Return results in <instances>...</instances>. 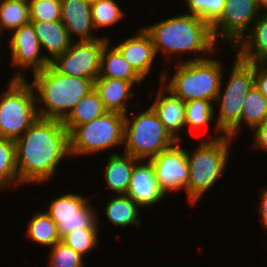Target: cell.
<instances>
[{"mask_svg": "<svg viewBox=\"0 0 267 267\" xmlns=\"http://www.w3.org/2000/svg\"><path fill=\"white\" fill-rule=\"evenodd\" d=\"M15 154L20 183L42 185L52 179L59 164L70 156L69 132L60 120L38 117L15 140Z\"/></svg>", "mask_w": 267, "mask_h": 267, "instance_id": "6da1fadb", "label": "cell"}, {"mask_svg": "<svg viewBox=\"0 0 267 267\" xmlns=\"http://www.w3.org/2000/svg\"><path fill=\"white\" fill-rule=\"evenodd\" d=\"M143 28L151 36L156 54L163 53L162 56L167 57L170 63H174L171 55L176 56V60L177 57L181 58L183 53L191 54L189 59H182V62L197 61L210 57L217 49L211 26L198 16L187 12Z\"/></svg>", "mask_w": 267, "mask_h": 267, "instance_id": "7a4b0ae2", "label": "cell"}, {"mask_svg": "<svg viewBox=\"0 0 267 267\" xmlns=\"http://www.w3.org/2000/svg\"><path fill=\"white\" fill-rule=\"evenodd\" d=\"M33 75L38 116L63 121L76 104L95 88V82L58 73L51 65ZM43 104V105H42Z\"/></svg>", "mask_w": 267, "mask_h": 267, "instance_id": "3957f363", "label": "cell"}, {"mask_svg": "<svg viewBox=\"0 0 267 267\" xmlns=\"http://www.w3.org/2000/svg\"><path fill=\"white\" fill-rule=\"evenodd\" d=\"M177 61L172 77L167 68L160 71V83L185 102L200 99L215 104L223 76V61L212 55L197 61Z\"/></svg>", "mask_w": 267, "mask_h": 267, "instance_id": "277c9868", "label": "cell"}, {"mask_svg": "<svg viewBox=\"0 0 267 267\" xmlns=\"http://www.w3.org/2000/svg\"><path fill=\"white\" fill-rule=\"evenodd\" d=\"M230 77L223 86L221 80L220 90L216 98L219 110L213 135H207L204 140H215L223 136L237 138L241 130V112L246 94L255 87L254 63L242 61L235 56Z\"/></svg>", "mask_w": 267, "mask_h": 267, "instance_id": "5b68a950", "label": "cell"}, {"mask_svg": "<svg viewBox=\"0 0 267 267\" xmlns=\"http://www.w3.org/2000/svg\"><path fill=\"white\" fill-rule=\"evenodd\" d=\"M233 140L229 136L215 140L202 138L196 150L189 152L186 149L189 166L186 195L190 206L199 202L201 197L210 191L209 189L213 188L220 180V176L225 173Z\"/></svg>", "mask_w": 267, "mask_h": 267, "instance_id": "8992f818", "label": "cell"}, {"mask_svg": "<svg viewBox=\"0 0 267 267\" xmlns=\"http://www.w3.org/2000/svg\"><path fill=\"white\" fill-rule=\"evenodd\" d=\"M132 114V118L125 114L124 153L139 160H150L177 143L151 106Z\"/></svg>", "mask_w": 267, "mask_h": 267, "instance_id": "52a82bcc", "label": "cell"}, {"mask_svg": "<svg viewBox=\"0 0 267 267\" xmlns=\"http://www.w3.org/2000/svg\"><path fill=\"white\" fill-rule=\"evenodd\" d=\"M125 114L107 111L69 133L70 157L95 155L123 146Z\"/></svg>", "mask_w": 267, "mask_h": 267, "instance_id": "ba28073f", "label": "cell"}, {"mask_svg": "<svg viewBox=\"0 0 267 267\" xmlns=\"http://www.w3.org/2000/svg\"><path fill=\"white\" fill-rule=\"evenodd\" d=\"M0 94V138L16 140L39 117L36 96L27 79H10Z\"/></svg>", "mask_w": 267, "mask_h": 267, "instance_id": "9c48e42d", "label": "cell"}, {"mask_svg": "<svg viewBox=\"0 0 267 267\" xmlns=\"http://www.w3.org/2000/svg\"><path fill=\"white\" fill-rule=\"evenodd\" d=\"M110 37L91 41H73L70 48L56 56L50 65L60 74L95 80L101 69V55Z\"/></svg>", "mask_w": 267, "mask_h": 267, "instance_id": "30bf717a", "label": "cell"}, {"mask_svg": "<svg viewBox=\"0 0 267 267\" xmlns=\"http://www.w3.org/2000/svg\"><path fill=\"white\" fill-rule=\"evenodd\" d=\"M89 199L68 192L49 203L46 213L56 223L61 238L76 229H99L98 215Z\"/></svg>", "mask_w": 267, "mask_h": 267, "instance_id": "8fae6325", "label": "cell"}, {"mask_svg": "<svg viewBox=\"0 0 267 267\" xmlns=\"http://www.w3.org/2000/svg\"><path fill=\"white\" fill-rule=\"evenodd\" d=\"M261 12L256 0H226L221 16L211 25L214 40L218 44L228 42L234 47Z\"/></svg>", "mask_w": 267, "mask_h": 267, "instance_id": "7c38bea8", "label": "cell"}, {"mask_svg": "<svg viewBox=\"0 0 267 267\" xmlns=\"http://www.w3.org/2000/svg\"><path fill=\"white\" fill-rule=\"evenodd\" d=\"M10 34L8 47L11 53V66L18 70L11 79H26L23 71L31 70L34 74L50 65L31 23L21 26Z\"/></svg>", "mask_w": 267, "mask_h": 267, "instance_id": "4fadbf2b", "label": "cell"}, {"mask_svg": "<svg viewBox=\"0 0 267 267\" xmlns=\"http://www.w3.org/2000/svg\"><path fill=\"white\" fill-rule=\"evenodd\" d=\"M150 161L154 166L158 185L165 195L181 190H185L187 193L189 166L186 149L181 146V142H177L170 149L160 152Z\"/></svg>", "mask_w": 267, "mask_h": 267, "instance_id": "5bb4252c", "label": "cell"}, {"mask_svg": "<svg viewBox=\"0 0 267 267\" xmlns=\"http://www.w3.org/2000/svg\"><path fill=\"white\" fill-rule=\"evenodd\" d=\"M126 195L142 209L155 206L166 197L158 185L150 160H139L135 164Z\"/></svg>", "mask_w": 267, "mask_h": 267, "instance_id": "9a60e30c", "label": "cell"}, {"mask_svg": "<svg viewBox=\"0 0 267 267\" xmlns=\"http://www.w3.org/2000/svg\"><path fill=\"white\" fill-rule=\"evenodd\" d=\"M116 44L114 46L126 61L145 80L153 70L152 65L158 57L149 33L140 27L135 36L128 37Z\"/></svg>", "mask_w": 267, "mask_h": 267, "instance_id": "2e32d148", "label": "cell"}, {"mask_svg": "<svg viewBox=\"0 0 267 267\" xmlns=\"http://www.w3.org/2000/svg\"><path fill=\"white\" fill-rule=\"evenodd\" d=\"M157 95L152 100L151 107L163 123L165 129L177 142H182V131L185 127L186 102L168 90L162 82L159 83Z\"/></svg>", "mask_w": 267, "mask_h": 267, "instance_id": "e0dca14e", "label": "cell"}, {"mask_svg": "<svg viewBox=\"0 0 267 267\" xmlns=\"http://www.w3.org/2000/svg\"><path fill=\"white\" fill-rule=\"evenodd\" d=\"M61 21L72 41L76 36V41L101 38L93 33L95 28L92 22L91 4L85 0H61Z\"/></svg>", "mask_w": 267, "mask_h": 267, "instance_id": "ac0fdd59", "label": "cell"}, {"mask_svg": "<svg viewBox=\"0 0 267 267\" xmlns=\"http://www.w3.org/2000/svg\"><path fill=\"white\" fill-rule=\"evenodd\" d=\"M141 83L128 82L122 79L97 78L95 89L107 111L128 114L130 113L129 109L133 107V105L128 106V100L135 97L136 94L133 87Z\"/></svg>", "mask_w": 267, "mask_h": 267, "instance_id": "d6986e66", "label": "cell"}, {"mask_svg": "<svg viewBox=\"0 0 267 267\" xmlns=\"http://www.w3.org/2000/svg\"><path fill=\"white\" fill-rule=\"evenodd\" d=\"M233 49L242 61L267 62V12H261L251 29Z\"/></svg>", "mask_w": 267, "mask_h": 267, "instance_id": "ffe728a7", "label": "cell"}, {"mask_svg": "<svg viewBox=\"0 0 267 267\" xmlns=\"http://www.w3.org/2000/svg\"><path fill=\"white\" fill-rule=\"evenodd\" d=\"M42 50L47 53L46 58L51 62L56 56L65 53L73 42L69 33L59 21H31ZM49 52V53H48Z\"/></svg>", "mask_w": 267, "mask_h": 267, "instance_id": "44dd1931", "label": "cell"}, {"mask_svg": "<svg viewBox=\"0 0 267 267\" xmlns=\"http://www.w3.org/2000/svg\"><path fill=\"white\" fill-rule=\"evenodd\" d=\"M139 159L127 153L111 152L104 171L105 186L114 195H126L130 178Z\"/></svg>", "mask_w": 267, "mask_h": 267, "instance_id": "7402d4cb", "label": "cell"}, {"mask_svg": "<svg viewBox=\"0 0 267 267\" xmlns=\"http://www.w3.org/2000/svg\"><path fill=\"white\" fill-rule=\"evenodd\" d=\"M104 46L101 55V69L98 78L122 79L128 82H142L144 79L131 67L120 51L110 45Z\"/></svg>", "mask_w": 267, "mask_h": 267, "instance_id": "603a6c76", "label": "cell"}, {"mask_svg": "<svg viewBox=\"0 0 267 267\" xmlns=\"http://www.w3.org/2000/svg\"><path fill=\"white\" fill-rule=\"evenodd\" d=\"M106 203L105 216L111 224L118 227L140 226V206L129 196L115 195Z\"/></svg>", "mask_w": 267, "mask_h": 267, "instance_id": "cb8c5ba5", "label": "cell"}, {"mask_svg": "<svg viewBox=\"0 0 267 267\" xmlns=\"http://www.w3.org/2000/svg\"><path fill=\"white\" fill-rule=\"evenodd\" d=\"M106 112L107 110L104 108L100 96L94 88L76 104L62 122L70 133L76 126L88 123Z\"/></svg>", "mask_w": 267, "mask_h": 267, "instance_id": "d4e9b609", "label": "cell"}, {"mask_svg": "<svg viewBox=\"0 0 267 267\" xmlns=\"http://www.w3.org/2000/svg\"><path fill=\"white\" fill-rule=\"evenodd\" d=\"M26 236L41 247H53L61 241L56 223L50 218L46 211H39L28 221Z\"/></svg>", "mask_w": 267, "mask_h": 267, "instance_id": "484cf974", "label": "cell"}, {"mask_svg": "<svg viewBox=\"0 0 267 267\" xmlns=\"http://www.w3.org/2000/svg\"><path fill=\"white\" fill-rule=\"evenodd\" d=\"M30 22L29 2L0 0V39L3 32H9V35Z\"/></svg>", "mask_w": 267, "mask_h": 267, "instance_id": "4316f807", "label": "cell"}, {"mask_svg": "<svg viewBox=\"0 0 267 267\" xmlns=\"http://www.w3.org/2000/svg\"><path fill=\"white\" fill-rule=\"evenodd\" d=\"M17 186L22 184L16 167L15 141L0 138V189L5 191Z\"/></svg>", "mask_w": 267, "mask_h": 267, "instance_id": "83f0119b", "label": "cell"}, {"mask_svg": "<svg viewBox=\"0 0 267 267\" xmlns=\"http://www.w3.org/2000/svg\"><path fill=\"white\" fill-rule=\"evenodd\" d=\"M267 119V98L256 88L245 96L241 112V125L246 123L250 131Z\"/></svg>", "mask_w": 267, "mask_h": 267, "instance_id": "f1b7e54d", "label": "cell"}, {"mask_svg": "<svg viewBox=\"0 0 267 267\" xmlns=\"http://www.w3.org/2000/svg\"><path fill=\"white\" fill-rule=\"evenodd\" d=\"M125 12L116 0H98L91 4L92 22L95 31L117 25L123 20ZM122 19V20H121Z\"/></svg>", "mask_w": 267, "mask_h": 267, "instance_id": "f546056e", "label": "cell"}, {"mask_svg": "<svg viewBox=\"0 0 267 267\" xmlns=\"http://www.w3.org/2000/svg\"><path fill=\"white\" fill-rule=\"evenodd\" d=\"M214 103L205 100H193L186 102L185 110V127L192 128L196 132V129L202 130L206 126H210L211 121L215 118Z\"/></svg>", "mask_w": 267, "mask_h": 267, "instance_id": "4dcf8cb0", "label": "cell"}, {"mask_svg": "<svg viewBox=\"0 0 267 267\" xmlns=\"http://www.w3.org/2000/svg\"><path fill=\"white\" fill-rule=\"evenodd\" d=\"M99 229H76L61 238L66 245L85 257L99 245Z\"/></svg>", "mask_w": 267, "mask_h": 267, "instance_id": "1f68e13d", "label": "cell"}, {"mask_svg": "<svg viewBox=\"0 0 267 267\" xmlns=\"http://www.w3.org/2000/svg\"><path fill=\"white\" fill-rule=\"evenodd\" d=\"M226 0H187V13L198 16L210 26L221 16Z\"/></svg>", "mask_w": 267, "mask_h": 267, "instance_id": "d6a6232c", "label": "cell"}, {"mask_svg": "<svg viewBox=\"0 0 267 267\" xmlns=\"http://www.w3.org/2000/svg\"><path fill=\"white\" fill-rule=\"evenodd\" d=\"M84 257L75 252L63 241L50 248L49 267H85Z\"/></svg>", "mask_w": 267, "mask_h": 267, "instance_id": "836d02e7", "label": "cell"}, {"mask_svg": "<svg viewBox=\"0 0 267 267\" xmlns=\"http://www.w3.org/2000/svg\"><path fill=\"white\" fill-rule=\"evenodd\" d=\"M30 21L61 20V0H29Z\"/></svg>", "mask_w": 267, "mask_h": 267, "instance_id": "e575fe53", "label": "cell"}, {"mask_svg": "<svg viewBox=\"0 0 267 267\" xmlns=\"http://www.w3.org/2000/svg\"><path fill=\"white\" fill-rule=\"evenodd\" d=\"M255 87L267 98V62L254 63Z\"/></svg>", "mask_w": 267, "mask_h": 267, "instance_id": "d590c367", "label": "cell"}, {"mask_svg": "<svg viewBox=\"0 0 267 267\" xmlns=\"http://www.w3.org/2000/svg\"><path fill=\"white\" fill-rule=\"evenodd\" d=\"M252 132H254L252 135V147L254 149H261L262 151H265L267 153V119L257 126Z\"/></svg>", "mask_w": 267, "mask_h": 267, "instance_id": "8d00e7d4", "label": "cell"}, {"mask_svg": "<svg viewBox=\"0 0 267 267\" xmlns=\"http://www.w3.org/2000/svg\"><path fill=\"white\" fill-rule=\"evenodd\" d=\"M262 188L263 189L260 191L261 200L258 204L257 211L259 214L258 216L261 218V225L265 228V231H267V186Z\"/></svg>", "mask_w": 267, "mask_h": 267, "instance_id": "74e56055", "label": "cell"}, {"mask_svg": "<svg viewBox=\"0 0 267 267\" xmlns=\"http://www.w3.org/2000/svg\"><path fill=\"white\" fill-rule=\"evenodd\" d=\"M256 2L262 12H267V0H256Z\"/></svg>", "mask_w": 267, "mask_h": 267, "instance_id": "f35d334b", "label": "cell"}, {"mask_svg": "<svg viewBox=\"0 0 267 267\" xmlns=\"http://www.w3.org/2000/svg\"><path fill=\"white\" fill-rule=\"evenodd\" d=\"M85 1L88 2V3H90V4H92L94 2H97L98 0H85Z\"/></svg>", "mask_w": 267, "mask_h": 267, "instance_id": "ab89813d", "label": "cell"}]
</instances>
